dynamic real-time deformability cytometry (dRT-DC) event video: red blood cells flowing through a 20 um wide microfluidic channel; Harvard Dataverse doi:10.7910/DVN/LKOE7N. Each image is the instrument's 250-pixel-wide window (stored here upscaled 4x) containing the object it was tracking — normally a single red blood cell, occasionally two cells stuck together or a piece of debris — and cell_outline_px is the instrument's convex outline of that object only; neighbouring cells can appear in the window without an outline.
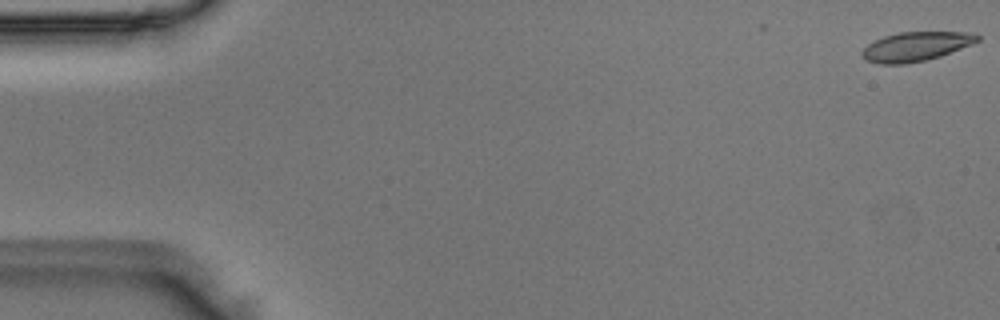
{"species": "Egyptian fruit bat (a non-hibernating species)", "species_latin": "Rousettus aegyptiacus", "temperature_condition": "room temperature", "stored_images_in_passage": 27, "camera_frame_rate_fps": 3000, "um_per_image_px": 0.085, "animal": {"sex": "male"}, "frame": {"image": 1, "passage_image": 1, "time_ms": 0.0, "image_size_px": [1000, 320], "cell_outline_px": [[980, 40], [972, 44], [940, 56], [908, 64], [880, 64], [864, 60], [860, 56], [860, 52], [868, 44], [884, 36], [900, 32], [976, 32], [980, 36]], "centroid_in_image_um": [77.84, 3.95], "position_along_channel_um": 7.2, "area_um2": 19.77}}
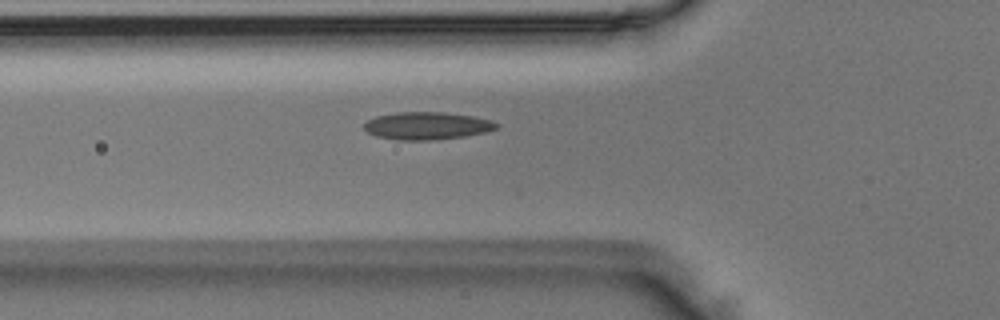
{"frame": {"image": 2, "passage_image": 18, "time_ms": 5.667, "image_size_px": [1000, 320], "cell_outline_px": [[500, 124], [496, 128], [484, 132], [464, 136], [428, 140], [396, 140], [376, 136], [368, 132], [364, 128], [364, 124], [368, 120], [376, 116], [396, 112], [444, 112], [472, 116], [492, 120]], "centroid_in_image_um": [36.28, 10.68], "position_along_channel_um": 89.5, "area_um2": 21.15}}
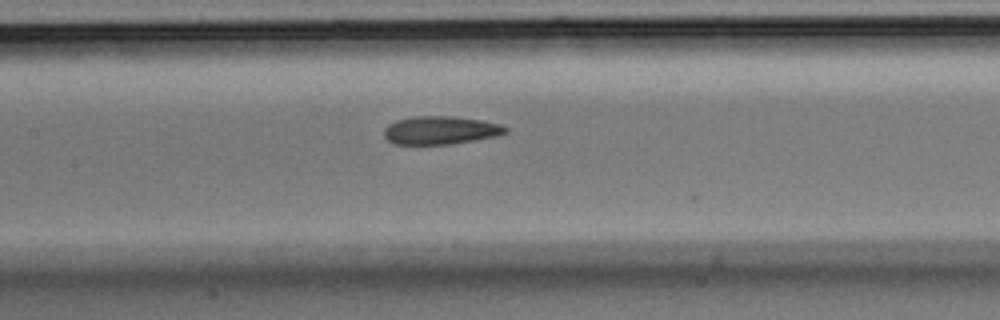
{"frame": {"image": 3, "passage_image": 24, "time_ms": 7.667, "image_size_px": [1000, 320], "cell_outline_px": [[508, 132], [496, 136], [452, 144], [392, 144], [384, 136], [384, 128], [388, 124], [396, 120], [412, 116], [452, 116], [480, 120], [500, 124], [508, 128]], "centroid_in_image_um": [37.42, 11.07], "position_along_channel_um": 170.0, "area_um2": 20.0}}